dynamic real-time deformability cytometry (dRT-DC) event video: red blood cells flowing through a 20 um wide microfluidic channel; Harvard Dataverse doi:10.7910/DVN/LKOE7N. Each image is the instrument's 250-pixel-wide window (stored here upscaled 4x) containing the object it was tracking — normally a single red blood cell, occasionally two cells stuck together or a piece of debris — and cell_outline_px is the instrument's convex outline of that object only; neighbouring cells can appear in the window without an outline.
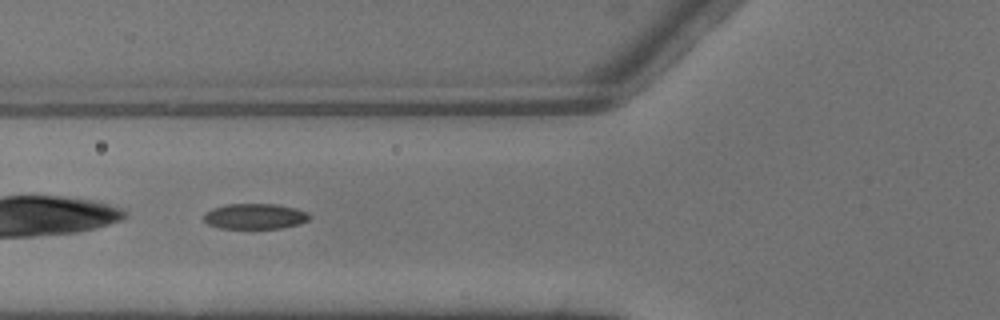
{"species": "common noctule bat (a hibernating species)", "species_latin": "Nyctalus noctula", "temperature_condition": "warm", "stored_images_in_passage": 6, "camera_frame_rate_fps": 3000, "um_per_image_px": 0.085, "animal": {"sex": "male", "body_mass_g": 13.3}, "frame": {"image": 1, "passage_image": 5, "time_ms": 1.333, "image_size_px": [1000, 320], "cell_outline_px": [[308, 220], [300, 224], [280, 228], [220, 228], [208, 224], [204, 220], [204, 216], [212, 208], [228, 204], [276, 204], [296, 208], [304, 212], [308, 216]], "centroid_in_image_um": [21.65, 18.39], "position_along_channel_um": 104.1, "area_um2": 15.43}}
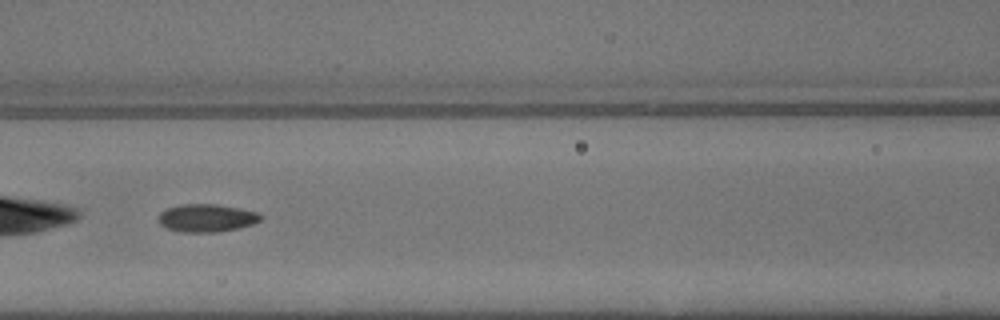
{"frame": {"image": 2, "passage_image": 6, "time_ms": 1.667, "image_size_px": [1000, 320], "cell_outline_px": [[264, 216], [260, 220], [252, 224], [236, 228], [216, 232], [184, 232], [168, 228], [160, 224], [160, 212], [164, 208], [180, 204], [216, 204], [240, 208], [256, 212]], "centroid_in_image_um": [17.56, 18.51], "position_along_channel_um": 149.0, "area_um2": 16.47}}